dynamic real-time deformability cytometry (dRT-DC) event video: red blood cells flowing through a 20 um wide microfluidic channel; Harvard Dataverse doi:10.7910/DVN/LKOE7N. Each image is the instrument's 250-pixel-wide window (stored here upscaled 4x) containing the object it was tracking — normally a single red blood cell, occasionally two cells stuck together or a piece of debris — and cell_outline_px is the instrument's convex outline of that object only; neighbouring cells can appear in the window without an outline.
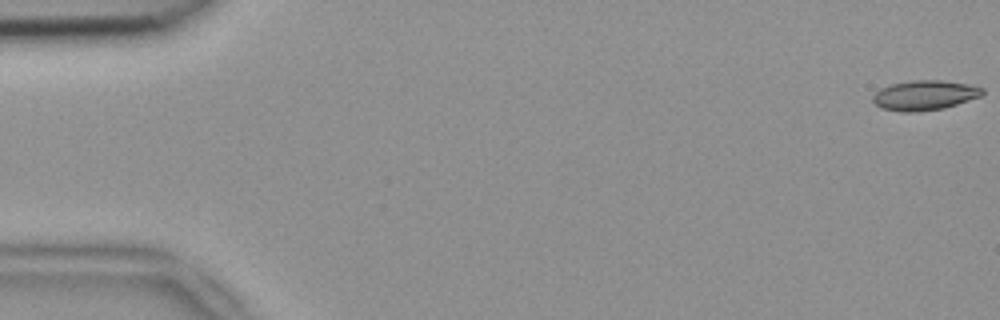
{"species": "common noctule bat (a hibernating species)", "species_latin": "Nyctalus noctula", "temperature_condition": "room temperature", "stored_images_in_passage": 52, "camera_frame_rate_fps": 3000, "um_per_image_px": 0.085, "animal": {"sex": "female", "body_mass_g": 18.4}, "frame": {"image": 1, "passage_image": 1, "time_ms": 0.0, "image_size_px": [1000, 320], "cell_outline_px": [[984, 92], [980, 96], [944, 108], [916, 112], [900, 112], [880, 108], [872, 100], [872, 96], [880, 88], [892, 84], [912, 80], [940, 80], [968, 84], [984, 88]], "centroid_in_image_um": [78.56, 8.1], "position_along_channel_um": 6.4, "area_um2": 19.02}}
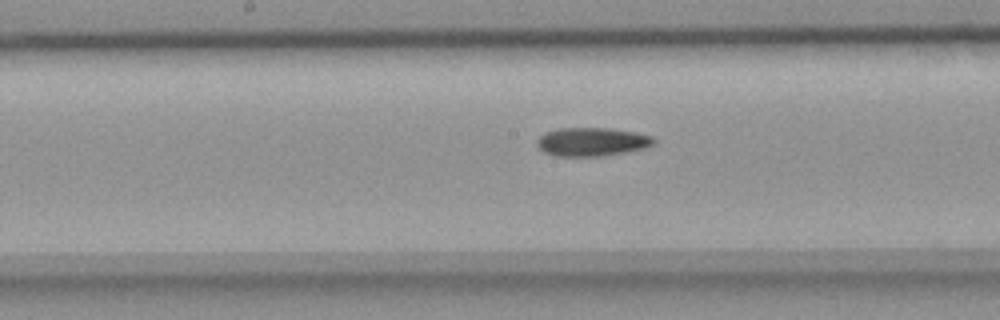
{"frame": {"image": 2, "passage_image": 27, "time_ms": 8.667, "image_size_px": [1000, 320], "cell_outline_px": [[656, 140], [652, 144], [644, 148], [604, 156], [556, 156], [544, 152], [536, 144], [536, 140], [544, 132], [560, 128], [608, 128], [636, 132], [652, 136]], "centroid_in_image_um": [50.29, 12.05], "position_along_channel_um": 197.9, "area_um2": 19.42}}
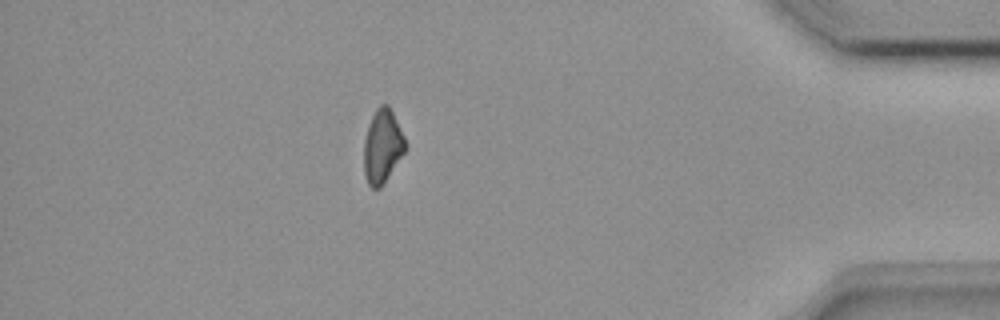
{"frame": {"image": 3, "passage_image": 46, "time_ms": 15.0, "image_size_px": [1000, 320], "cell_outline_px": [[408, 148], [380, 188], [372, 188], [368, 184], [364, 172], [364, 140], [368, 124], [376, 108], [380, 104], [388, 104], [404, 136]], "centroid_in_image_um": [32.51, 12.43], "position_along_channel_um": 402.7, "area_um2": 17.8}}